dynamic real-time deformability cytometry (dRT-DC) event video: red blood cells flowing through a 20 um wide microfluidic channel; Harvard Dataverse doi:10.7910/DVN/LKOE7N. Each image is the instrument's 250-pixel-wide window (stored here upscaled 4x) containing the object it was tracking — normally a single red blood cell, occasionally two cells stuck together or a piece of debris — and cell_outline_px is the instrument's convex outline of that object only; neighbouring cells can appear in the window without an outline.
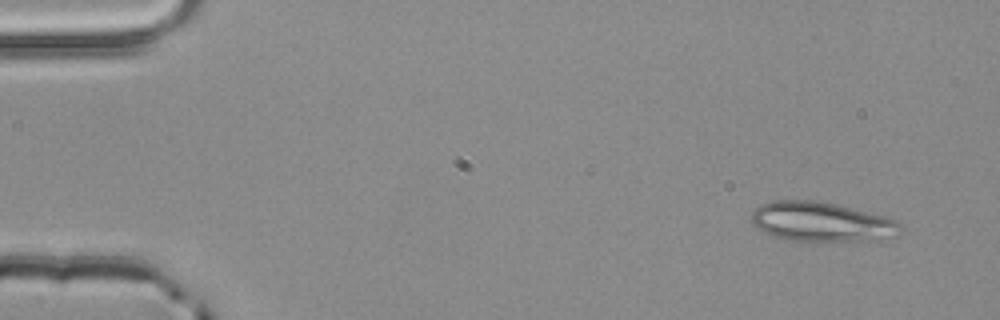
{"species": "common noctule bat (a hibernating species)", "species_latin": "Nyctalus noctula", "temperature_condition": "room temperature", "stored_images_in_passage": 52, "camera_frame_rate_fps": 3000, "um_per_image_px": 0.085, "animal": {"sex": "male", "body_mass_g": 20.4}, "frame": {"image": 1, "passage_image": 3, "time_ms": 0.667, "image_size_px": [1000, 320], "cell_outline_px": [[904, 228], [880, 240], [792, 240], [776, 236], [764, 232], [756, 228], [752, 224], [752, 212], [760, 204], [772, 200], [820, 200], [888, 216], [896, 220]], "centroid_in_image_um": [69.81, 18.82], "position_along_channel_um": 15.2, "area_um2": 34.16}}
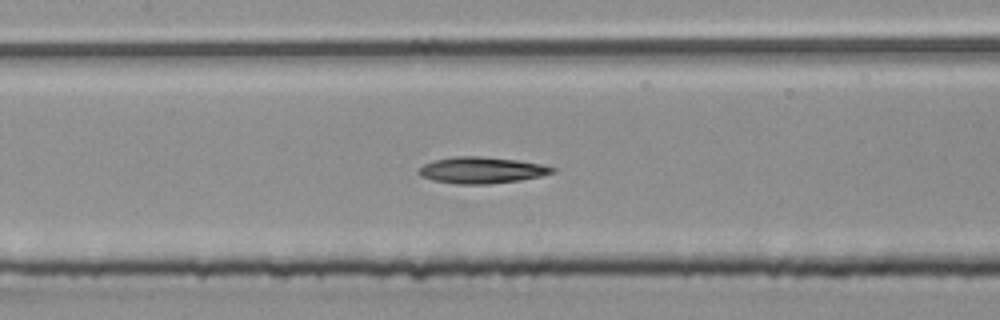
{"frame": {"image": 2, "passage_image": 24, "time_ms": 7.667, "image_size_px": [1000, 320], "cell_outline_px": [[556, 172], [540, 176], [520, 180], [488, 184], [456, 184], [432, 180], [420, 176], [416, 172], [424, 164], [436, 160], [456, 156], [480, 156], [516, 160], [540, 164], [556, 168]], "centroid_in_image_um": [40.92, 14.47], "position_along_channel_um": 166.5, "area_um2": 20.46}}
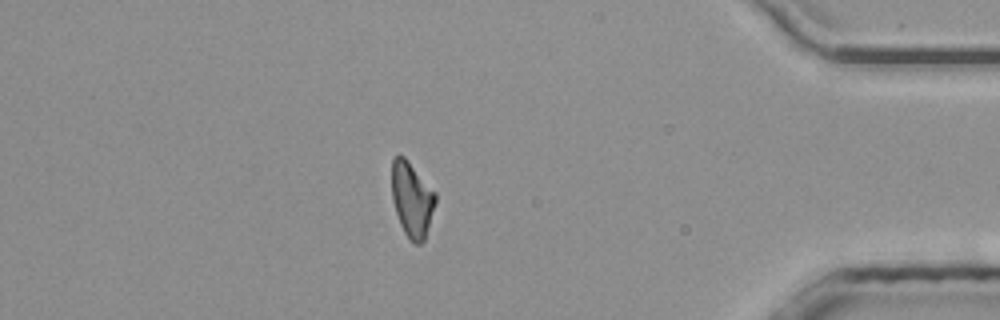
{"frame": {"image": 3, "passage_image": 45, "time_ms": 14.667, "image_size_px": [1000, 320], "cell_outline_px": [[436, 200], [424, 240], [420, 244], [416, 244], [404, 232], [400, 224], [396, 212], [392, 196], [392, 160], [400, 152], [408, 160], [436, 192]], "centroid_in_image_um": [35.01, 16.9], "position_along_channel_um": 400.2, "area_um2": 18.9}}